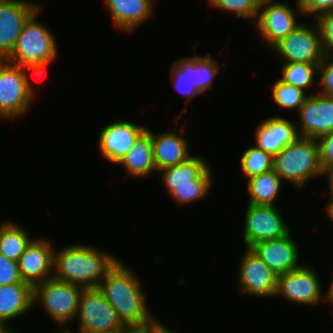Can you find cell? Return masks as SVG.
<instances>
[{"label":"cell","instance_id":"1","mask_svg":"<svg viewBox=\"0 0 333 333\" xmlns=\"http://www.w3.org/2000/svg\"><path fill=\"white\" fill-rule=\"evenodd\" d=\"M56 249L54 247L52 277L84 289L98 288L106 272L118 260L112 253L91 244L72 243Z\"/></svg>","mask_w":333,"mask_h":333},{"label":"cell","instance_id":"2","mask_svg":"<svg viewBox=\"0 0 333 333\" xmlns=\"http://www.w3.org/2000/svg\"><path fill=\"white\" fill-rule=\"evenodd\" d=\"M135 274L118 259L98 287L123 325L141 324L155 317L147 307L146 293Z\"/></svg>","mask_w":333,"mask_h":333},{"label":"cell","instance_id":"3","mask_svg":"<svg viewBox=\"0 0 333 333\" xmlns=\"http://www.w3.org/2000/svg\"><path fill=\"white\" fill-rule=\"evenodd\" d=\"M170 197L178 205H189L207 197L212 186V170L200 155L188 161L158 170Z\"/></svg>","mask_w":333,"mask_h":333},{"label":"cell","instance_id":"4","mask_svg":"<svg viewBox=\"0 0 333 333\" xmlns=\"http://www.w3.org/2000/svg\"><path fill=\"white\" fill-rule=\"evenodd\" d=\"M273 170L282 181L292 183L297 189L314 177H322L318 140L299 137L273 156Z\"/></svg>","mask_w":333,"mask_h":333},{"label":"cell","instance_id":"5","mask_svg":"<svg viewBox=\"0 0 333 333\" xmlns=\"http://www.w3.org/2000/svg\"><path fill=\"white\" fill-rule=\"evenodd\" d=\"M172 88L181 94L188 108L193 97L206 94L220 71V63L210 53L181 57L170 65Z\"/></svg>","mask_w":333,"mask_h":333},{"label":"cell","instance_id":"6","mask_svg":"<svg viewBox=\"0 0 333 333\" xmlns=\"http://www.w3.org/2000/svg\"><path fill=\"white\" fill-rule=\"evenodd\" d=\"M42 5L25 22L18 37L17 43L6 58L7 61L25 66L49 60H57L58 46L55 35L43 22L38 21L39 13L42 14Z\"/></svg>","mask_w":333,"mask_h":333},{"label":"cell","instance_id":"7","mask_svg":"<svg viewBox=\"0 0 333 333\" xmlns=\"http://www.w3.org/2000/svg\"><path fill=\"white\" fill-rule=\"evenodd\" d=\"M84 288L54 277L34 287V305L40 304L61 330L76 321L79 299Z\"/></svg>","mask_w":333,"mask_h":333},{"label":"cell","instance_id":"8","mask_svg":"<svg viewBox=\"0 0 333 333\" xmlns=\"http://www.w3.org/2000/svg\"><path fill=\"white\" fill-rule=\"evenodd\" d=\"M292 8L293 6L286 2L261 0L253 27L261 38L260 41L264 42L268 48L271 49L301 24L298 16L304 15L299 0H296V8Z\"/></svg>","mask_w":333,"mask_h":333},{"label":"cell","instance_id":"9","mask_svg":"<svg viewBox=\"0 0 333 333\" xmlns=\"http://www.w3.org/2000/svg\"><path fill=\"white\" fill-rule=\"evenodd\" d=\"M78 333H112L124 326L98 288L83 289L77 311Z\"/></svg>","mask_w":333,"mask_h":333},{"label":"cell","instance_id":"10","mask_svg":"<svg viewBox=\"0 0 333 333\" xmlns=\"http://www.w3.org/2000/svg\"><path fill=\"white\" fill-rule=\"evenodd\" d=\"M34 97L26 87L21 66L0 59V118L18 119L30 111Z\"/></svg>","mask_w":333,"mask_h":333},{"label":"cell","instance_id":"11","mask_svg":"<svg viewBox=\"0 0 333 333\" xmlns=\"http://www.w3.org/2000/svg\"><path fill=\"white\" fill-rule=\"evenodd\" d=\"M245 221L242 231L244 247L251 248L254 244L265 240H275L290 233L279 206L253 205L247 203Z\"/></svg>","mask_w":333,"mask_h":333},{"label":"cell","instance_id":"12","mask_svg":"<svg viewBox=\"0 0 333 333\" xmlns=\"http://www.w3.org/2000/svg\"><path fill=\"white\" fill-rule=\"evenodd\" d=\"M282 63L303 62L320 64L324 59L318 26L301 24L272 48Z\"/></svg>","mask_w":333,"mask_h":333},{"label":"cell","instance_id":"13","mask_svg":"<svg viewBox=\"0 0 333 333\" xmlns=\"http://www.w3.org/2000/svg\"><path fill=\"white\" fill-rule=\"evenodd\" d=\"M318 273L311 265L302 264L298 269L278 275L276 297L280 295L291 303L309 307L325 301L322 284ZM323 291V292H322Z\"/></svg>","mask_w":333,"mask_h":333},{"label":"cell","instance_id":"14","mask_svg":"<svg viewBox=\"0 0 333 333\" xmlns=\"http://www.w3.org/2000/svg\"><path fill=\"white\" fill-rule=\"evenodd\" d=\"M238 281L239 290L249 297H275L278 287V275L272 271L250 248L245 247L239 259Z\"/></svg>","mask_w":333,"mask_h":333},{"label":"cell","instance_id":"15","mask_svg":"<svg viewBox=\"0 0 333 333\" xmlns=\"http://www.w3.org/2000/svg\"><path fill=\"white\" fill-rule=\"evenodd\" d=\"M41 6L31 0H0V59L11 54L25 22Z\"/></svg>","mask_w":333,"mask_h":333},{"label":"cell","instance_id":"16","mask_svg":"<svg viewBox=\"0 0 333 333\" xmlns=\"http://www.w3.org/2000/svg\"><path fill=\"white\" fill-rule=\"evenodd\" d=\"M300 137L316 138L333 131V97L311 93L297 112Z\"/></svg>","mask_w":333,"mask_h":333},{"label":"cell","instance_id":"17","mask_svg":"<svg viewBox=\"0 0 333 333\" xmlns=\"http://www.w3.org/2000/svg\"><path fill=\"white\" fill-rule=\"evenodd\" d=\"M147 128L146 125L123 120L110 122L104 126L98 138V146L104 159L111 164L120 163Z\"/></svg>","mask_w":333,"mask_h":333},{"label":"cell","instance_id":"18","mask_svg":"<svg viewBox=\"0 0 333 333\" xmlns=\"http://www.w3.org/2000/svg\"><path fill=\"white\" fill-rule=\"evenodd\" d=\"M53 243L43 237L34 238L18 260L22 281L33 288L53 275Z\"/></svg>","mask_w":333,"mask_h":333},{"label":"cell","instance_id":"19","mask_svg":"<svg viewBox=\"0 0 333 333\" xmlns=\"http://www.w3.org/2000/svg\"><path fill=\"white\" fill-rule=\"evenodd\" d=\"M290 232L285 237L265 240L254 244L250 249L277 275L298 269L300 251L297 241Z\"/></svg>","mask_w":333,"mask_h":333},{"label":"cell","instance_id":"20","mask_svg":"<svg viewBox=\"0 0 333 333\" xmlns=\"http://www.w3.org/2000/svg\"><path fill=\"white\" fill-rule=\"evenodd\" d=\"M295 124L284 116L267 117L255 128V146L272 156L277 155L300 137Z\"/></svg>","mask_w":333,"mask_h":333},{"label":"cell","instance_id":"21","mask_svg":"<svg viewBox=\"0 0 333 333\" xmlns=\"http://www.w3.org/2000/svg\"><path fill=\"white\" fill-rule=\"evenodd\" d=\"M151 140L157 171L184 163L193 157L189 150V139L183 134L176 133V129L156 134L151 130Z\"/></svg>","mask_w":333,"mask_h":333},{"label":"cell","instance_id":"22","mask_svg":"<svg viewBox=\"0 0 333 333\" xmlns=\"http://www.w3.org/2000/svg\"><path fill=\"white\" fill-rule=\"evenodd\" d=\"M117 29L132 33L152 17L154 0H103ZM154 10V11H153Z\"/></svg>","mask_w":333,"mask_h":333},{"label":"cell","instance_id":"23","mask_svg":"<svg viewBox=\"0 0 333 333\" xmlns=\"http://www.w3.org/2000/svg\"><path fill=\"white\" fill-rule=\"evenodd\" d=\"M34 288L28 283H13L0 286V326L24 316L34 308ZM13 319V320H12Z\"/></svg>","mask_w":333,"mask_h":333},{"label":"cell","instance_id":"24","mask_svg":"<svg viewBox=\"0 0 333 333\" xmlns=\"http://www.w3.org/2000/svg\"><path fill=\"white\" fill-rule=\"evenodd\" d=\"M122 165L128 177L145 178L157 172L154 162L151 129L137 139L118 165Z\"/></svg>","mask_w":333,"mask_h":333},{"label":"cell","instance_id":"25","mask_svg":"<svg viewBox=\"0 0 333 333\" xmlns=\"http://www.w3.org/2000/svg\"><path fill=\"white\" fill-rule=\"evenodd\" d=\"M248 203L253 205L276 206L277 197L283 187L282 179L274 170L246 179Z\"/></svg>","mask_w":333,"mask_h":333},{"label":"cell","instance_id":"26","mask_svg":"<svg viewBox=\"0 0 333 333\" xmlns=\"http://www.w3.org/2000/svg\"><path fill=\"white\" fill-rule=\"evenodd\" d=\"M33 239L24 227L12 220L0 224V253L10 260L18 262Z\"/></svg>","mask_w":333,"mask_h":333},{"label":"cell","instance_id":"27","mask_svg":"<svg viewBox=\"0 0 333 333\" xmlns=\"http://www.w3.org/2000/svg\"><path fill=\"white\" fill-rule=\"evenodd\" d=\"M318 66L319 64L303 62L281 63L280 79L306 92L309 86L317 82L314 77H318Z\"/></svg>","mask_w":333,"mask_h":333},{"label":"cell","instance_id":"28","mask_svg":"<svg viewBox=\"0 0 333 333\" xmlns=\"http://www.w3.org/2000/svg\"><path fill=\"white\" fill-rule=\"evenodd\" d=\"M240 167L242 176L249 179L273 170V156L253 145L242 153Z\"/></svg>","mask_w":333,"mask_h":333},{"label":"cell","instance_id":"29","mask_svg":"<svg viewBox=\"0 0 333 333\" xmlns=\"http://www.w3.org/2000/svg\"><path fill=\"white\" fill-rule=\"evenodd\" d=\"M270 88L272 89L271 94L275 104L286 110L295 108L298 112L309 96L304 90L285 83L280 78Z\"/></svg>","mask_w":333,"mask_h":333},{"label":"cell","instance_id":"30","mask_svg":"<svg viewBox=\"0 0 333 333\" xmlns=\"http://www.w3.org/2000/svg\"><path fill=\"white\" fill-rule=\"evenodd\" d=\"M261 0H207V6L236 15V17L247 19L255 24L260 8ZM254 22V23H253Z\"/></svg>","mask_w":333,"mask_h":333},{"label":"cell","instance_id":"31","mask_svg":"<svg viewBox=\"0 0 333 333\" xmlns=\"http://www.w3.org/2000/svg\"><path fill=\"white\" fill-rule=\"evenodd\" d=\"M321 37L324 56H333V11L314 18Z\"/></svg>","mask_w":333,"mask_h":333},{"label":"cell","instance_id":"32","mask_svg":"<svg viewBox=\"0 0 333 333\" xmlns=\"http://www.w3.org/2000/svg\"><path fill=\"white\" fill-rule=\"evenodd\" d=\"M318 76L317 92L333 97V56H324L318 66Z\"/></svg>","mask_w":333,"mask_h":333},{"label":"cell","instance_id":"33","mask_svg":"<svg viewBox=\"0 0 333 333\" xmlns=\"http://www.w3.org/2000/svg\"><path fill=\"white\" fill-rule=\"evenodd\" d=\"M13 283H25L20 276L18 262L0 253V286Z\"/></svg>","mask_w":333,"mask_h":333},{"label":"cell","instance_id":"34","mask_svg":"<svg viewBox=\"0 0 333 333\" xmlns=\"http://www.w3.org/2000/svg\"><path fill=\"white\" fill-rule=\"evenodd\" d=\"M320 165L323 170L333 167V131L320 136L318 139Z\"/></svg>","mask_w":333,"mask_h":333},{"label":"cell","instance_id":"35","mask_svg":"<svg viewBox=\"0 0 333 333\" xmlns=\"http://www.w3.org/2000/svg\"><path fill=\"white\" fill-rule=\"evenodd\" d=\"M304 16H313V19L321 13L333 11V0H299Z\"/></svg>","mask_w":333,"mask_h":333},{"label":"cell","instance_id":"36","mask_svg":"<svg viewBox=\"0 0 333 333\" xmlns=\"http://www.w3.org/2000/svg\"><path fill=\"white\" fill-rule=\"evenodd\" d=\"M55 60H49V61H44V62H38L35 64H27L25 66H21L23 73H24V78H25V83L28 91L30 94L34 97L36 94L35 88L32 85L31 82V76L30 74L32 73L34 77H42V75L45 72V69L49 67Z\"/></svg>","mask_w":333,"mask_h":333},{"label":"cell","instance_id":"37","mask_svg":"<svg viewBox=\"0 0 333 333\" xmlns=\"http://www.w3.org/2000/svg\"><path fill=\"white\" fill-rule=\"evenodd\" d=\"M164 325L157 317H154L145 323L124 325L121 333H157Z\"/></svg>","mask_w":333,"mask_h":333},{"label":"cell","instance_id":"38","mask_svg":"<svg viewBox=\"0 0 333 333\" xmlns=\"http://www.w3.org/2000/svg\"><path fill=\"white\" fill-rule=\"evenodd\" d=\"M327 176V184H328V191H329V198H332L333 199V167L332 168H329V169H326V170H323L322 172V176Z\"/></svg>","mask_w":333,"mask_h":333},{"label":"cell","instance_id":"39","mask_svg":"<svg viewBox=\"0 0 333 333\" xmlns=\"http://www.w3.org/2000/svg\"><path fill=\"white\" fill-rule=\"evenodd\" d=\"M329 286H328V290L326 291L327 292V294L325 293V301L324 302H326V303H330L331 304V306L333 305V277H332V280H331V283L330 284H328ZM333 307V306H332ZM332 313H333V311H331Z\"/></svg>","mask_w":333,"mask_h":333},{"label":"cell","instance_id":"40","mask_svg":"<svg viewBox=\"0 0 333 333\" xmlns=\"http://www.w3.org/2000/svg\"><path fill=\"white\" fill-rule=\"evenodd\" d=\"M325 205V213L328 215L329 220L333 223V199L330 200Z\"/></svg>","mask_w":333,"mask_h":333},{"label":"cell","instance_id":"41","mask_svg":"<svg viewBox=\"0 0 333 333\" xmlns=\"http://www.w3.org/2000/svg\"><path fill=\"white\" fill-rule=\"evenodd\" d=\"M15 329L10 326H0V333H15Z\"/></svg>","mask_w":333,"mask_h":333},{"label":"cell","instance_id":"42","mask_svg":"<svg viewBox=\"0 0 333 333\" xmlns=\"http://www.w3.org/2000/svg\"><path fill=\"white\" fill-rule=\"evenodd\" d=\"M157 333H177V332L173 331L170 327L164 325Z\"/></svg>","mask_w":333,"mask_h":333},{"label":"cell","instance_id":"43","mask_svg":"<svg viewBox=\"0 0 333 333\" xmlns=\"http://www.w3.org/2000/svg\"><path fill=\"white\" fill-rule=\"evenodd\" d=\"M74 332H76V331H72L69 328H66V329L64 328L63 331L59 330V332L55 331L53 333H74ZM76 333H78V332H76Z\"/></svg>","mask_w":333,"mask_h":333}]
</instances>
